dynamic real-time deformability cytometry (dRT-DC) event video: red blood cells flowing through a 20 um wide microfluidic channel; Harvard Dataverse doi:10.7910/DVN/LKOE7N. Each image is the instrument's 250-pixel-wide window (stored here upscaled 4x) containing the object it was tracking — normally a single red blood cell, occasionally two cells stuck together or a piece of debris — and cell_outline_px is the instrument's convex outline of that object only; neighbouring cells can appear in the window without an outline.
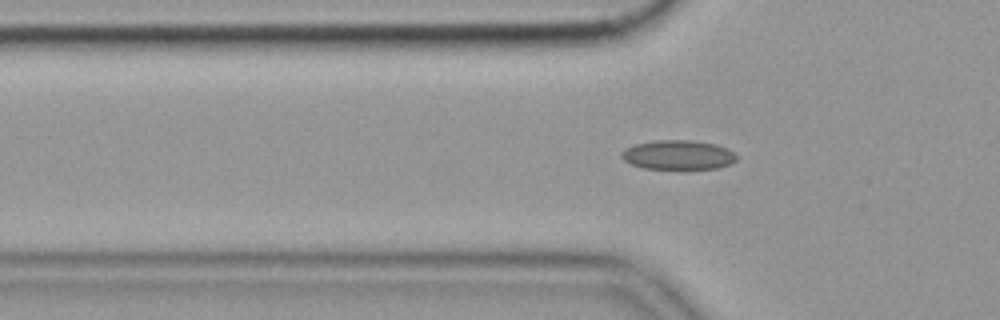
{"species": "common noctule bat (a hibernating species)", "species_latin": "Nyctalus noctula", "temperature_condition": "cold", "stored_images_in_passage": 47, "camera_frame_rate_fps": 3000, "um_per_image_px": 0.085, "animal": {"sex": "female", "body_mass_g": 19.9}, "frame": {"image": 1, "passage_image": 8, "time_ms": 2.333, "image_size_px": [1000, 320], "cell_outline_px": [[736, 160], [728, 164], [716, 168], [644, 168], [632, 164], [624, 160], [620, 156], [620, 152], [624, 148], [636, 144], [656, 140], [688, 140], [716, 144], [728, 148], [736, 156]], "centroid_in_image_um": [57.6, 13.15], "position_along_channel_um": 68.2, "area_um2": 19.42}, "authors_computed_cell_mechanics": {"area_um2": 18.9006, "velocity_mm_per_s": 3.5672, "shape_relaxation_time_tau1_ms": null, "shape_relaxation_time_tau2_ms": 2.6324, "deformation_change_tau1": null, "deformation_change_tau2": 0.0658}}